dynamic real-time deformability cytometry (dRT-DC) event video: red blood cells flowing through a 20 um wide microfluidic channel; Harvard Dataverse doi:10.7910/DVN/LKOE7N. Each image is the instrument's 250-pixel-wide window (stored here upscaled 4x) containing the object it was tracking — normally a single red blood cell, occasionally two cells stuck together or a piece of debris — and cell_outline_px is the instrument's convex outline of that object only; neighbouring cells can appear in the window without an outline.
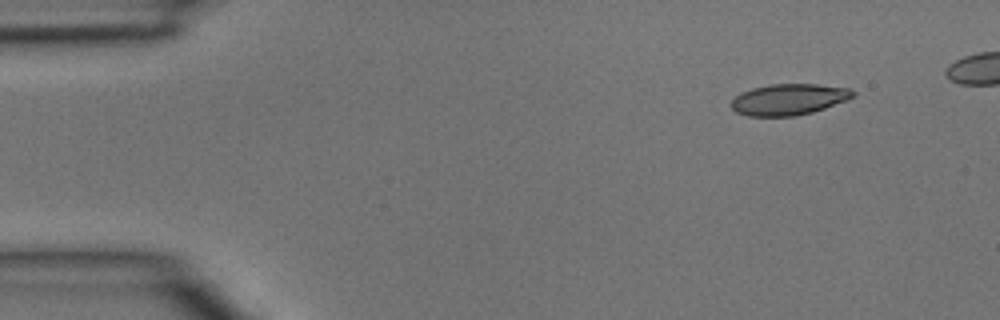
{"species": "common noctule bat (a hibernating species)", "species_latin": "Nyctalus noctula", "temperature_condition": "room temperature", "stored_images_in_passage": 38, "camera_frame_rate_fps": 3000, "um_per_image_px": 0.085, "animal": {"sex": "male", "body_mass_g": 15.6}, "frame": {"image": 1, "passage_image": 1, "time_ms": 0.0, "image_size_px": [1000, 320], "cell_outline_px": [[856, 96], [824, 108], [812, 112], [796, 116], [748, 116], [736, 112], [732, 108], [732, 100], [740, 92], [752, 88], [768, 84], [816, 84], [848, 88], [856, 92]], "centroid_in_image_um": [67.03, 8.44], "position_along_channel_um": 18.0, "area_um2": 22.08}}
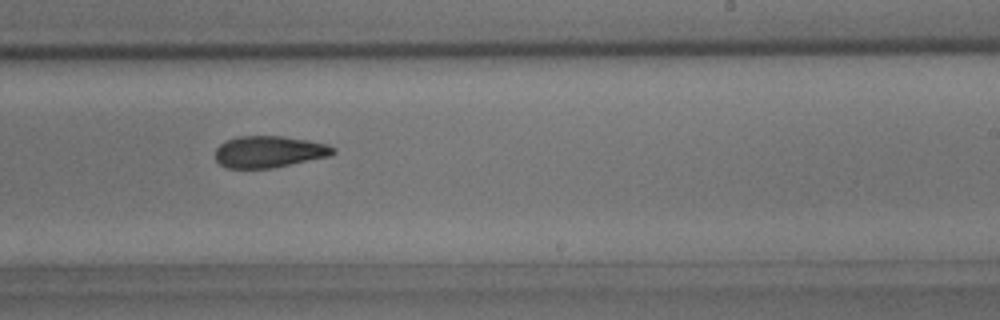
{"frame": {"image": 2, "passage_image": 24, "time_ms": 7.667, "image_size_px": [1000, 320], "cell_outline_px": [[336, 152], [328, 156], [272, 168], [224, 168], [216, 160], [216, 148], [224, 140], [236, 136], [284, 136], [308, 140], [328, 144], [336, 148]], "centroid_in_image_um": [22.85, 12.89], "position_along_channel_um": 266.2, "area_um2": 21.85}}
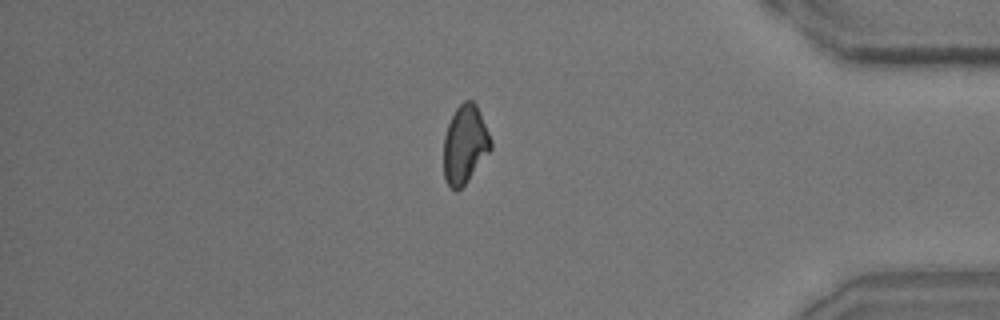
{"frame": {"image": 3, "passage_image": 35, "time_ms": 11.333, "image_size_px": [1000, 320], "cell_outline_px": [[492, 148], [468, 180], [456, 192], [444, 180], [444, 136], [448, 124], [456, 108], [464, 100], [472, 100], [476, 104], [480, 112], [492, 140]], "centroid_in_image_um": [39.52, 12.26], "position_along_channel_um": 395.7, "area_um2": 21.44}}